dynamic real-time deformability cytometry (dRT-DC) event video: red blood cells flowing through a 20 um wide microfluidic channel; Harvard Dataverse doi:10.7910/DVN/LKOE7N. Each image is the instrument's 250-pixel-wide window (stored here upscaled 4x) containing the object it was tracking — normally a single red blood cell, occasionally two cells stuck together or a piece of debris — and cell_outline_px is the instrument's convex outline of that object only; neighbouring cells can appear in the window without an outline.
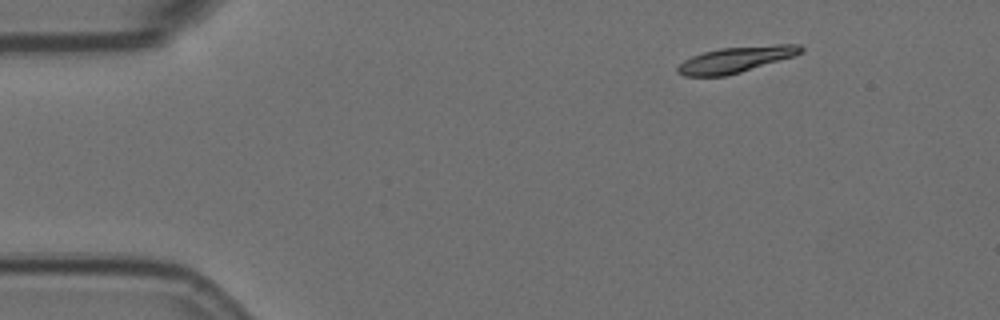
{"species": "Egyptian fruit bat (a non-hibernating species)", "species_latin": "Rousettus aegyptiacus", "temperature_condition": "room temperature", "stored_images_in_passage": 4, "segment_of_instrument_passage": [1, 2], "camera_frame_rate_fps": 3000, "um_per_image_px": 0.085, "animal": {"sex": "female"}, "frame": {"image": 1, "passage_image": 1, "time_ms": 0.0, "image_size_px": [1000, 320], "cell_outline_px": [[804, 52], [792, 56], [740, 72], [724, 76], [684, 76], [676, 72], [676, 68], [684, 60], [692, 56], [704, 52], [720, 48], [776, 44], [800, 44], [804, 48]], "centroid_in_image_um": [62.53, 5.05], "position_along_channel_um": 22.5, "area_um2": 18.44}}